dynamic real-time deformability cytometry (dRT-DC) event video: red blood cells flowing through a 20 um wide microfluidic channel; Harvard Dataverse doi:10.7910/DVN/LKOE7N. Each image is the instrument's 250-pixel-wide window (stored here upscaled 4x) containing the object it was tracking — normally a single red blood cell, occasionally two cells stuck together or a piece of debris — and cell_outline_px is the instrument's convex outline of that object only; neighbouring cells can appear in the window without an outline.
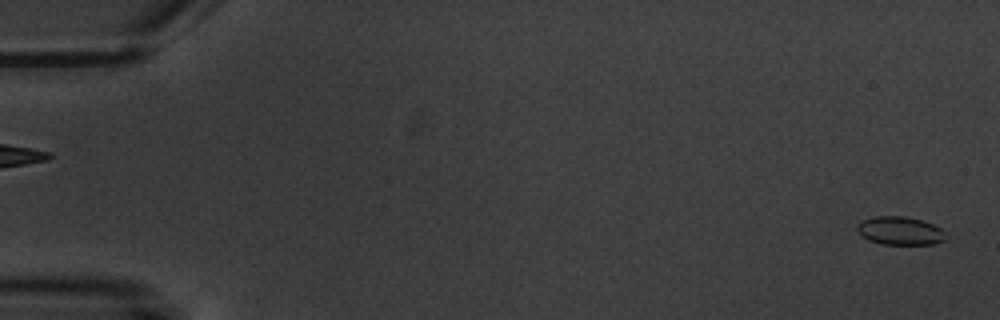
{"species": "common noctule bat (a hibernating species)", "species_latin": "Nyctalus noctula", "temperature_condition": "warm", "stored_images_in_passage": 6, "segment_of_instrument_passage": [2, 2], "camera_frame_rate_fps": 3000, "um_per_image_px": 0.085, "animal": {"sex": "male", "body_mass_g": 20.1, "forearm_length_mm": 53.5}, "frame": {"image": 1, "passage_image": 6, "time_ms": 5.667, "image_size_px": [1000, 320], "cell_outline_px": [[948, 236], [944, 240], [936, 244], [880, 244], [868, 240], [856, 228], [856, 224], [872, 216], [904, 216], [920, 220], [932, 224], [940, 228]], "centroid_in_image_um": [76.51, 19.62], "position_along_channel_um": 8.5, "area_um2": 14.57}}